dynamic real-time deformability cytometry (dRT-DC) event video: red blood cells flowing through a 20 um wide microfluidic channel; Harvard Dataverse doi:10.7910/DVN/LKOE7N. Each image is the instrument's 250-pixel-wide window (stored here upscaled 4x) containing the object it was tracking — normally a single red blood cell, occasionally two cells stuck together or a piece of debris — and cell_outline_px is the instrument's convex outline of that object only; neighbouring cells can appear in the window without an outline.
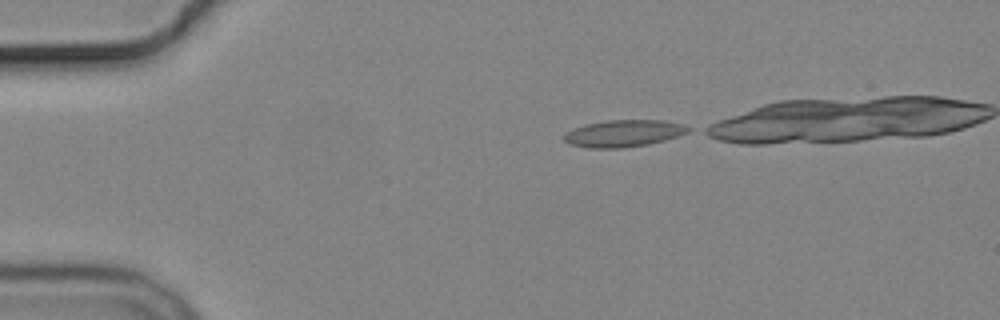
{"species": "common noctule bat (a hibernating species)", "species_latin": "Nyctalus noctula", "temperature_condition": "cold", "stored_images_in_passage": 8, "camera_frame_rate_fps": 3000, "um_per_image_px": 0.085, "animal": {"sex": "male", "body_mass_g": 19.2, "forearm_length_mm": 51.8}, "frame": {"image": 1, "passage_image": 1, "time_ms": 0.0, "image_size_px": [1000, 320], "cell_outline_px": [[692, 128], [688, 132], [664, 140], [648, 144], [620, 148], [588, 148], [568, 144], [564, 140], [564, 136], [568, 132], [584, 124], [608, 120], [664, 120], [684, 124]], "centroid_in_image_um": [53.02, 11.33], "position_along_channel_um": 32.0, "area_um2": 19.42}}
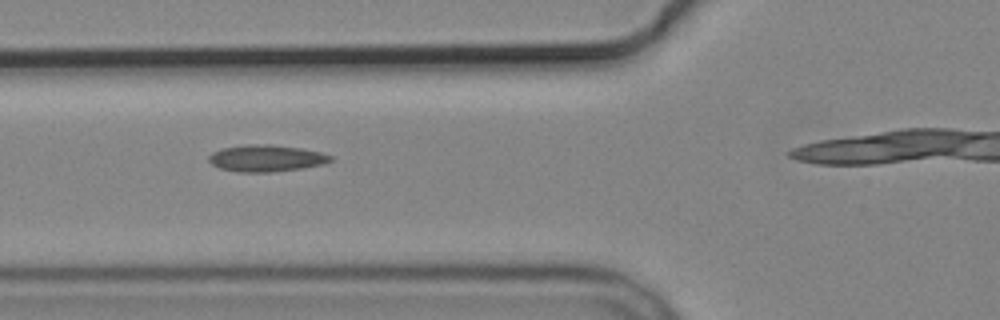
{"frame": {"image": 2, "passage_image": 4, "time_ms": 3.333, "image_size_px": [1000, 320], "cell_outline_px": [[332, 160], [324, 164], [304, 168], [272, 172], [236, 172], [220, 168], [212, 164], [208, 160], [208, 156], [212, 152], [220, 148], [248, 144], [268, 144], [300, 148], [320, 152], [332, 156]], "centroid_in_image_um": [22.6, 13.45], "position_along_channel_um": 103.2, "area_um2": 19.07}}